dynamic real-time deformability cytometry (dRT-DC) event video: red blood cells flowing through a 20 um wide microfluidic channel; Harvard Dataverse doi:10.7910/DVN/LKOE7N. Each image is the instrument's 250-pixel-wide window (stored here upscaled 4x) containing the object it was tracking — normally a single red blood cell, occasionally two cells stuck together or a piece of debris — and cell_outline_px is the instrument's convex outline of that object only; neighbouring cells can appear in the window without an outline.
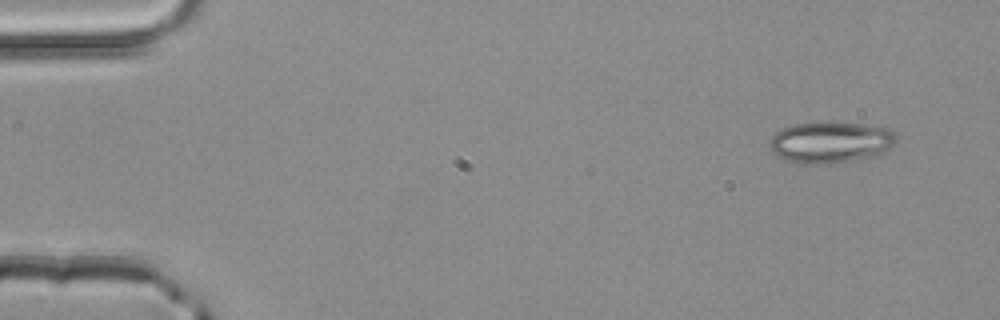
{"species": "common noctule bat (a hibernating species)", "species_latin": "Nyctalus noctula", "temperature_condition": "room temperature", "stored_images_in_passage": 3, "camera_frame_rate_fps": 3000, "um_per_image_px": 0.085, "animal": {"sex": "male", "body_mass_g": 20.4}, "frame": {"image": 1, "passage_image": 1, "time_ms": 0.0, "image_size_px": [1000, 320], "cell_outline_px": [[896, 140], [884, 156], [868, 160], [832, 164], [804, 164], [788, 160], [776, 156], [772, 152], [768, 144], [768, 140], [776, 132], [784, 128], [796, 124], [820, 120], [832, 120], [888, 128], [896, 136]], "centroid_in_image_um": [70.64, 12.11], "position_along_channel_um": 14.4, "area_um2": 31.91}}